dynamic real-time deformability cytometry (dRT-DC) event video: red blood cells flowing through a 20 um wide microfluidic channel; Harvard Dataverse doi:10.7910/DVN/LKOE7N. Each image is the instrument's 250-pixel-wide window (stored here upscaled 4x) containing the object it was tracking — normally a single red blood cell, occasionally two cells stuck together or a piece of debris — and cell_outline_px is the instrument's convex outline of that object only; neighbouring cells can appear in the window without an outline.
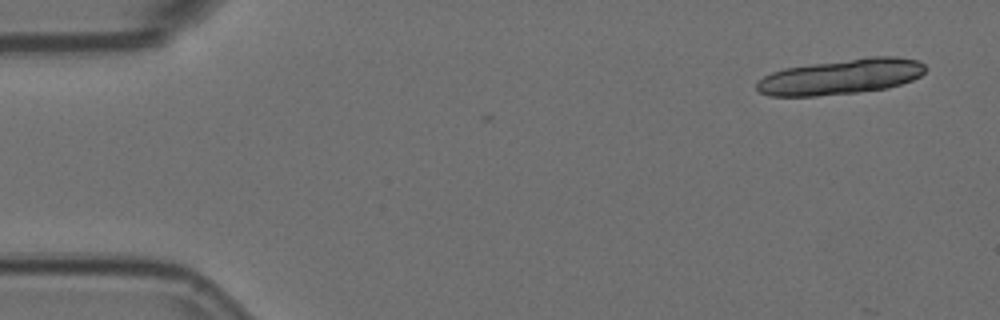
{"species": "Egyptian fruit bat (a non-hibernating species)", "species_latin": "Rousettus aegyptiacus", "temperature_condition": "room temperature", "stored_images_in_passage": 5, "camera_frame_rate_fps": 3000, "um_per_image_px": 0.085, "animal": {"sex": "female"}, "frame": {"image": 1, "passage_image": 1, "time_ms": 0.0, "image_size_px": [1000, 320], "cell_outline_px": [[928, 68], [920, 76], [912, 80], [888, 88], [856, 92], [816, 96], [768, 96], [760, 92], [756, 88], [756, 84], [764, 76], [772, 72], [784, 68], [812, 64], [872, 56], [896, 56], [920, 60]], "centroid_in_image_um": [71.52, 6.51], "position_along_channel_um": 13.5, "area_um2": 34.74}}